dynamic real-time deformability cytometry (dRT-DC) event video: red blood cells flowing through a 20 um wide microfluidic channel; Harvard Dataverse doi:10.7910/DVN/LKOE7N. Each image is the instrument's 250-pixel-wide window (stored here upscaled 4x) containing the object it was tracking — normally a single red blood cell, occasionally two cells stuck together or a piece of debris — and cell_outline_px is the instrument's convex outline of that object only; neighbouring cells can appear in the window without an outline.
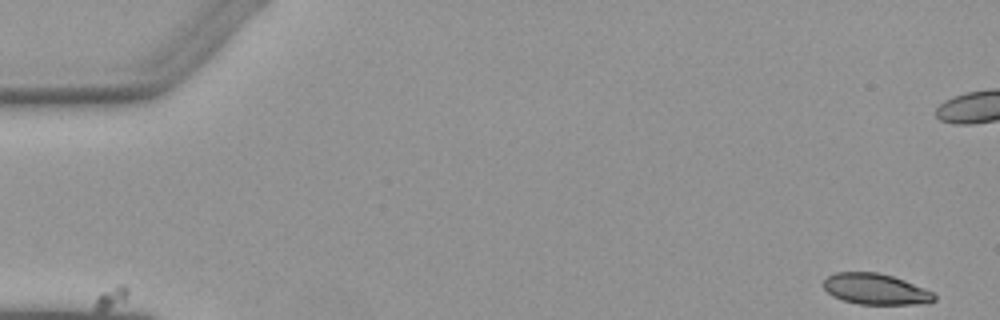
{"species": "Egyptian fruit bat (a non-hibernating species)", "species_latin": "Rousettus aegyptiacus", "temperature_condition": "warm", "stored_images_in_passage": 6, "camera_frame_rate_fps": 3000, "um_per_image_px": 0.085, "animal": {"sex": "female"}, "frame": {"image": 1, "passage_image": 1, "time_ms": 0.0, "image_size_px": [1000, 320], "cell_outline_px": [[936, 300], [928, 304], [860, 304], [844, 300], [832, 296], [820, 284], [828, 276], [836, 272], [876, 272], [892, 276], [904, 280], [932, 292], [936, 296]], "centroid_in_image_um": [74.41, 24.58], "position_along_channel_um": 10.6, "area_um2": 19.94}}